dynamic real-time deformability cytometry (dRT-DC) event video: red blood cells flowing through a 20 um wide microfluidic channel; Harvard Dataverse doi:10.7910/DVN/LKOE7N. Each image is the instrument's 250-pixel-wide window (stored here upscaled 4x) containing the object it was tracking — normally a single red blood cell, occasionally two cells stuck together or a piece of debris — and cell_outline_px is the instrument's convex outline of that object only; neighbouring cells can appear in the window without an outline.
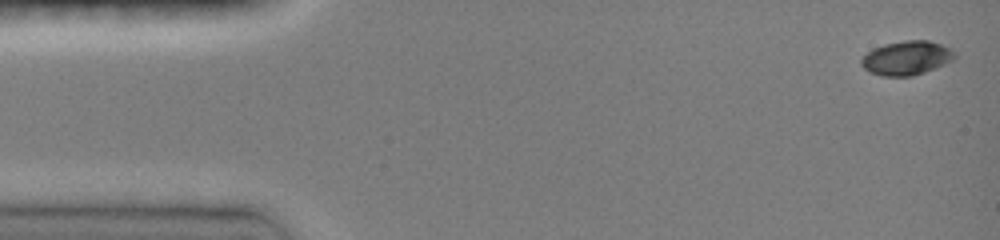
{"species": "common noctule bat (a hibernating species)", "species_latin": "Nyctalus noctula", "temperature_condition": "room temperature", "stored_images_in_passage": 18, "camera_frame_rate_fps": 3000, "um_per_image_px": 0.085, "animal": {"sex": "female", "body_mass_g": 19.0, "forearm_length_mm": 51.5}, "frame": {"image": 1, "passage_image": 1, "time_ms": 0.0, "image_size_px": [1000, 240], "cell_outline_px": [[956, 56], [952, 60], [944, 64], [924, 72], [912, 76], [880, 76], [864, 68], [860, 64], [860, 60], [872, 48], [884, 44], [904, 40], [928, 40], [940, 44], [956, 52]], "centroid_in_image_um": [77.04, 4.92], "position_along_channel_um": 8.0, "area_um2": 18.44}}
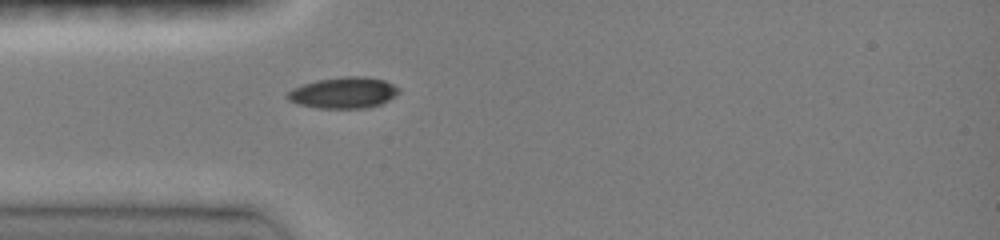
{"frame": {"image": 2, "passage_image": 9, "time_ms": 4.0, "image_size_px": [1000, 240], "cell_outline_px": [[400, 92], [388, 100], [380, 104], [368, 108], [316, 108], [296, 104], [288, 100], [284, 96], [292, 88], [316, 80], [344, 76], [364, 76], [384, 80], [400, 88]], "centroid_in_image_um": [29.17, 7.88], "position_along_channel_um": 55.8, "area_um2": 20.4}}